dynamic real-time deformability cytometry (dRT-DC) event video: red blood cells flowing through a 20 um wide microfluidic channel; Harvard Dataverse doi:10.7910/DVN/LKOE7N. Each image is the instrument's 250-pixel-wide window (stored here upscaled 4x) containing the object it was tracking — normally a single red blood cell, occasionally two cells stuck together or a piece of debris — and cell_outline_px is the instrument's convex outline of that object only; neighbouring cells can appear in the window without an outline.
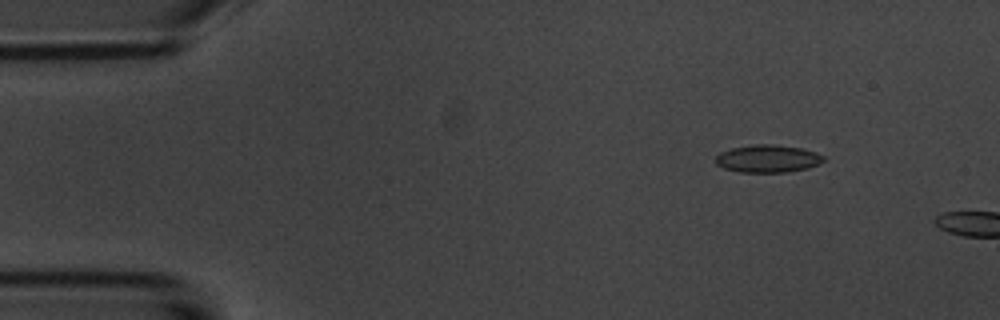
{"species": "common noctule bat (a hibernating species)", "species_latin": "Nyctalus noctula", "temperature_condition": "room temperature", "stored_images_in_passage": 2, "camera_frame_rate_fps": 3000, "um_per_image_px": 0.085, "animal": {"sex": "male", "body_mass_g": 20.1, "forearm_length_mm": 53.5}, "frame": {"image": 1, "passage_image": 1, "time_ms": 0.0, "image_size_px": [1000, 320], "cell_outline_px": [[824, 160], [820, 164], [808, 168], [788, 172], [740, 172], [724, 168], [716, 164], [716, 156], [720, 152], [732, 148], [752, 144], [772, 144], [800, 148], [816, 152], [824, 156]], "centroid_in_image_um": [65.27, 13.48], "position_along_channel_um": 19.7, "area_um2": 17.4}}